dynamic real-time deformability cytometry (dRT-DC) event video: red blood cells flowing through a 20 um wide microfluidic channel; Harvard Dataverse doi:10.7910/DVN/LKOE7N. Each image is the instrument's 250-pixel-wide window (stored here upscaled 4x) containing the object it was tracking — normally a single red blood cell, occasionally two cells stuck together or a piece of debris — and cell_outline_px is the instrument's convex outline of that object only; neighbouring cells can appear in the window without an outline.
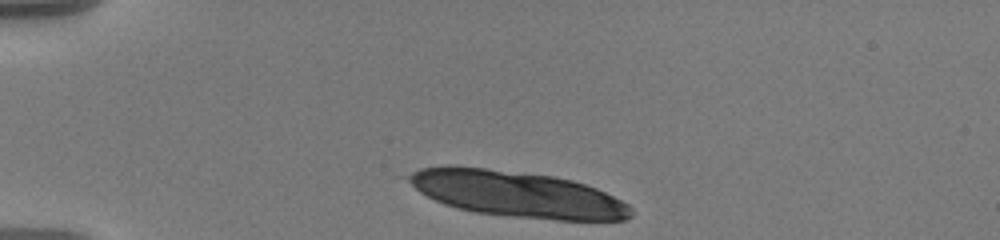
{"species": "human", "species_latin": "Homo sapiens", "temperature_condition": "warm", "stored_images_in_passage": 8, "camera_frame_rate_fps": 3000, "um_per_image_px": 0.085, "donor": {"sex": "male"}, "frame": {"image": 1, "passage_image": 1, "time_ms": 0.0, "image_size_px": [1000, 240], "cell_outline_px": [[632, 216], [624, 220], [556, 220], [476, 212], [456, 208], [444, 204], [420, 192], [400, 176], [420, 168], [444, 164], [456, 164], [552, 176], [572, 180], [596, 188], [628, 204], [632, 208]], "centroid_in_image_um": [43.86, 16.46], "position_along_channel_um": 41.1, "area_um2": 60.0}}